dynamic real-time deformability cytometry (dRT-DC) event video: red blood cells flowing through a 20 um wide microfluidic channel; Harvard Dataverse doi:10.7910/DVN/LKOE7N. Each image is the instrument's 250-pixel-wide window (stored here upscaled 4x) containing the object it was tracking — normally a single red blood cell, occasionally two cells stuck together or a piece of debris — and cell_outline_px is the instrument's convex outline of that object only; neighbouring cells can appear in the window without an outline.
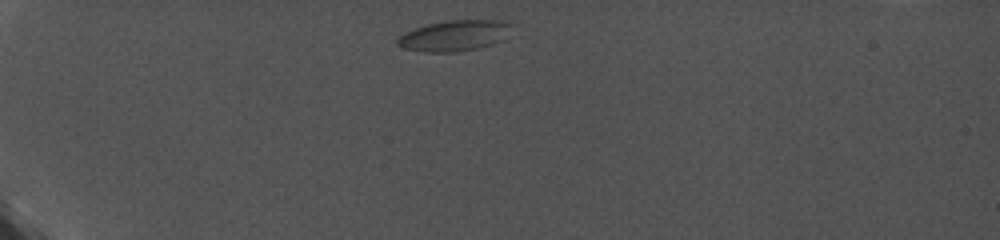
{"species": "common noctule bat (a hibernating species)", "species_latin": "Nyctalus noctula", "temperature_condition": "cold", "stored_images_in_passage": 16, "camera_frame_rate_fps": 5000, "um_per_image_px": 0.085, "animal": {"sex": "female", "body_mass_g": 19.0, "forearm_length_mm": 56.7}, "frame": {"image": 1, "passage_image": 1, "time_ms": 0.0, "image_size_px": [1000, 240], "cell_outline_px": [[512, 24], [500, 40], [492, 44], [476, 48], [456, 52], [428, 52], [404, 48], [396, 44], [396, 36], [404, 32], [428, 24], [444, 20], [500, 20]], "centroid_in_image_um": [38.53, 3.02], "position_along_channel_um": 46.5, "area_um2": 20.23}}
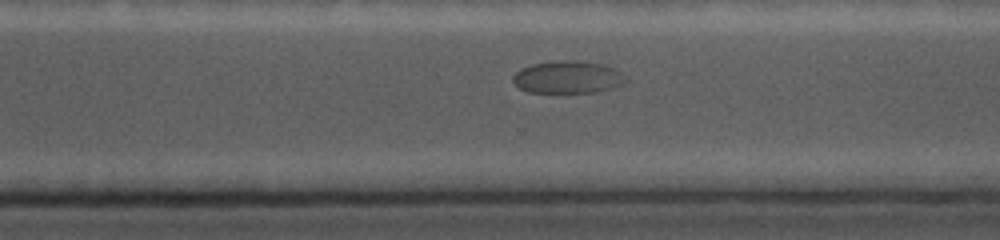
{"frame": {"image": 2, "passage_image": 14, "time_ms": 2.6, "image_size_px": [1000, 240], "cell_outline_px": [[628, 80], [620, 84], [596, 92], [528, 92], [520, 88], [512, 80], [512, 76], [520, 68], [532, 64], [564, 60], [572, 60], [604, 64], [616, 68]], "centroid_in_image_um": [48.24, 6.55], "position_along_channel_um": 322.4, "area_um2": 21.1}}
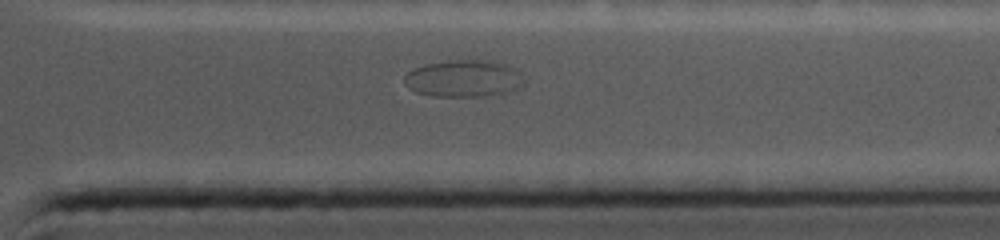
{"frame": {"image": 3, "passage_image": 16, "time_ms": 3.0, "image_size_px": [1000, 240], "cell_outline_px": [[520, 84], [512, 88], [500, 92], [484, 96], [432, 96], [416, 92], [408, 88], [404, 80], [404, 76], [408, 72], [424, 64], [448, 60], [492, 60], [508, 64], [516, 72]], "centroid_in_image_um": [39.27, 6.65], "position_along_channel_um": 372.1, "area_um2": 25.03}}